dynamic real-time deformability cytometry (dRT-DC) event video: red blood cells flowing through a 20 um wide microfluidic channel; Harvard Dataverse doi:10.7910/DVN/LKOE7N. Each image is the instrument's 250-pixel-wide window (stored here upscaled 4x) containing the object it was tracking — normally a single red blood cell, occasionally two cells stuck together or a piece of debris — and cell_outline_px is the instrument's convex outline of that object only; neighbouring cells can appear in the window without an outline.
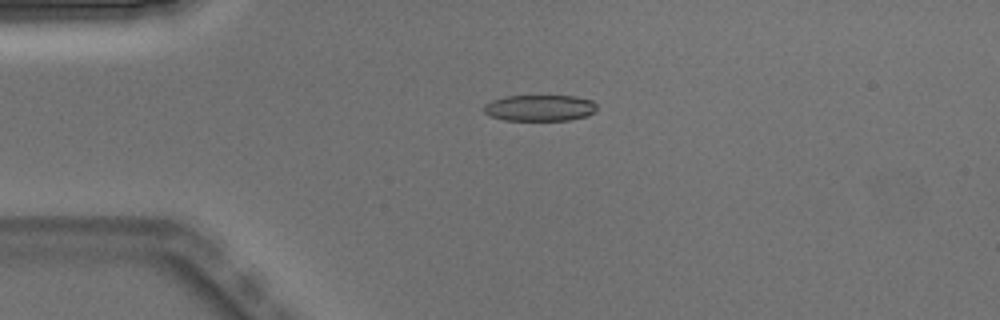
{"species": "Egyptian fruit bat (a non-hibernating species)", "species_latin": "Rousettus aegyptiacus", "temperature_condition": "warm", "stored_images_in_passage": 3, "camera_frame_rate_fps": 3000, "um_per_image_px": 0.085, "animal": {"sex": "male"}, "frame": {"image": 1, "passage_image": 2, "time_ms": 0.333, "image_size_px": [1000, 320], "cell_outline_px": [[596, 108], [588, 116], [568, 120], [504, 120], [492, 116], [484, 112], [484, 104], [492, 100], [504, 96], [576, 96], [592, 100], [596, 104]], "centroid_in_image_um": [45.88, 9.17], "position_along_channel_um": 39.1, "area_um2": 17.22}}